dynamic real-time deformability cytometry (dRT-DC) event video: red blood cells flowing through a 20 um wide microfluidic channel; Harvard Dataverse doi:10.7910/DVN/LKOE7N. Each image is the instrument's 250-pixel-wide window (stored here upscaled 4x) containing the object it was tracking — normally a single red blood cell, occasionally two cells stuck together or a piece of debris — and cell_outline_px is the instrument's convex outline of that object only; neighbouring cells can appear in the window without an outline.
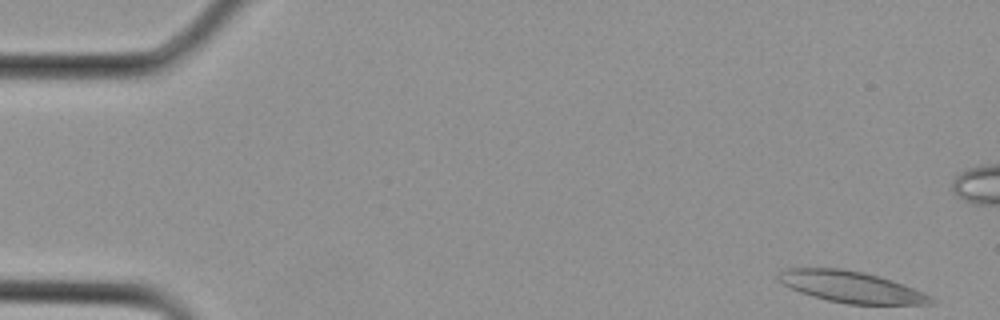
{"species": "Egyptian fruit bat (a non-hibernating species)", "species_latin": "Rousettus aegyptiacus", "temperature_condition": "cold", "stored_images_in_passage": 14, "camera_frame_rate_fps": 3000, "um_per_image_px": 0.085, "animal": {"sex": "female"}, "frame": {"image": 1, "passage_image": 1, "time_ms": 0.0, "image_size_px": [1000, 320], "cell_outline_px": [[932, 304], [848, 304], [828, 300], [812, 296], [800, 292], [776, 280], [776, 276], [784, 268], [840, 268], [860, 272], [876, 276], [924, 292], [932, 296]], "centroid_in_image_um": [72.28, 24.39], "position_along_channel_um": 12.7, "area_um2": 27.34}}
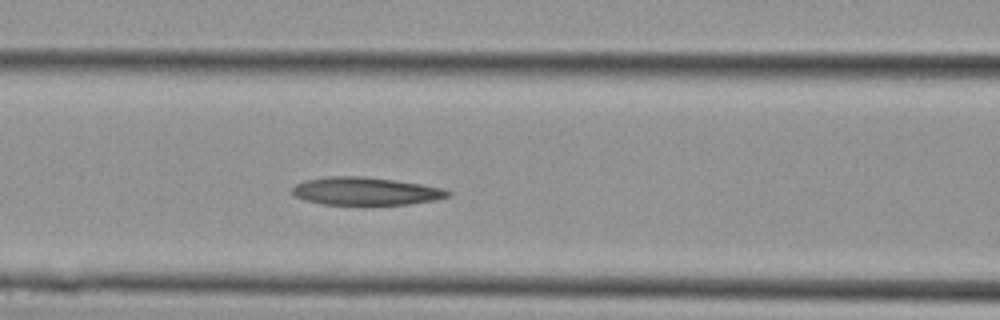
{"frame": {"image": 2, "passage_image": 12, "time_ms": 3.667, "image_size_px": [1000, 320], "cell_outline_px": [[452, 192], [448, 196], [436, 200], [408, 204], [324, 204], [304, 200], [296, 196], [292, 192], [292, 188], [296, 184], [304, 180], [328, 176], [364, 176], [420, 184], [444, 188]], "centroid_in_image_um": [31.07, 16.24], "position_along_channel_um": 135.5, "area_um2": 25.09}}
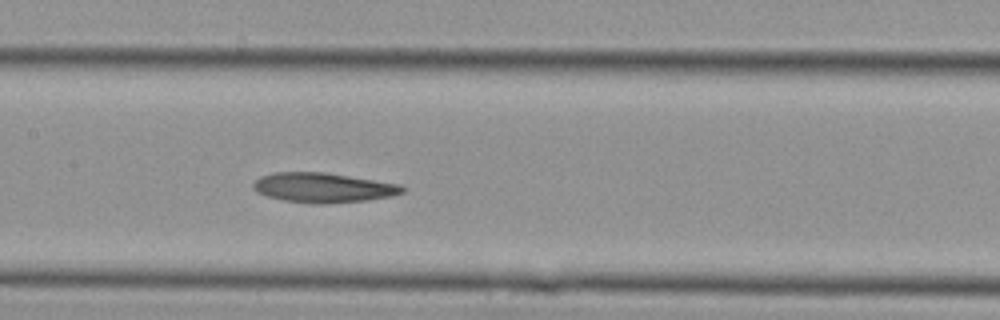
{"frame": {"image": 3, "passage_image": 14, "time_ms": 4.333, "image_size_px": [1000, 320], "cell_outline_px": [[408, 188], [404, 192], [392, 196], [368, 200], [324, 204], [312, 204], [284, 200], [268, 196], [256, 192], [252, 188], [252, 184], [260, 176], [272, 172], [324, 172], [400, 184]], "centroid_in_image_um": [27.47, 15.95], "position_along_channel_um": 179.9, "area_um2": 26.01}}